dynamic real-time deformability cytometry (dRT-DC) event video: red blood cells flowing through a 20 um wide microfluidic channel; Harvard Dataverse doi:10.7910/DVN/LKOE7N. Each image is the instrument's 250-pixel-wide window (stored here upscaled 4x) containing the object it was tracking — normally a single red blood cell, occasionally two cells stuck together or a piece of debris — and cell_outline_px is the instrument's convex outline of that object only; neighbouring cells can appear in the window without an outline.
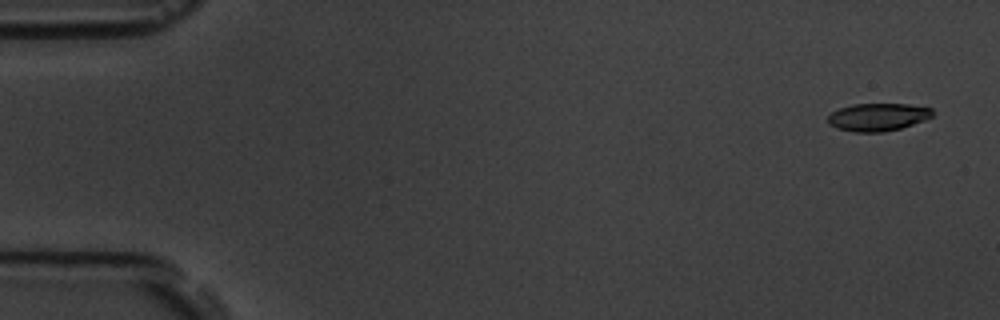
{"species": "common noctule bat (a hibernating species)", "species_latin": "Nyctalus noctula", "temperature_condition": "room temperature", "stored_images_in_passage": 5, "camera_frame_rate_fps": 3000, "um_per_image_px": 0.085, "animal": {"sex": "male", "body_mass_g": 19.5, "forearm_length_mm": 54.6}, "frame": {"image": 1, "passage_image": 1, "time_ms": 0.0, "image_size_px": [1000, 320], "cell_outline_px": [[936, 112], [932, 116], [924, 120], [900, 128], [884, 132], [856, 132], [836, 128], [828, 124], [828, 116], [832, 112], [840, 108], [852, 104], [908, 104], [932, 108]], "centroid_in_image_um": [74.62, 9.94], "position_along_channel_um": 10.4, "area_um2": 16.94}}
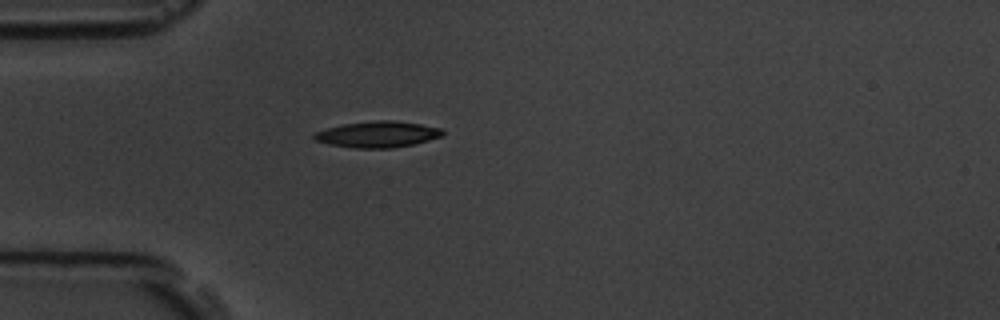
{"frame": {"image": 2, "passage_image": 5, "time_ms": 4.667, "image_size_px": [1000, 320], "cell_outline_px": [[444, 132], [440, 136], [428, 140], [412, 144], [392, 148], [352, 148], [328, 144], [316, 140], [312, 136], [316, 132], [328, 128], [344, 124], [376, 120], [392, 120], [420, 124], [440, 128]], "centroid_in_image_um": [32.08, 11.42], "position_along_channel_um": 52.9, "area_um2": 19.31}}